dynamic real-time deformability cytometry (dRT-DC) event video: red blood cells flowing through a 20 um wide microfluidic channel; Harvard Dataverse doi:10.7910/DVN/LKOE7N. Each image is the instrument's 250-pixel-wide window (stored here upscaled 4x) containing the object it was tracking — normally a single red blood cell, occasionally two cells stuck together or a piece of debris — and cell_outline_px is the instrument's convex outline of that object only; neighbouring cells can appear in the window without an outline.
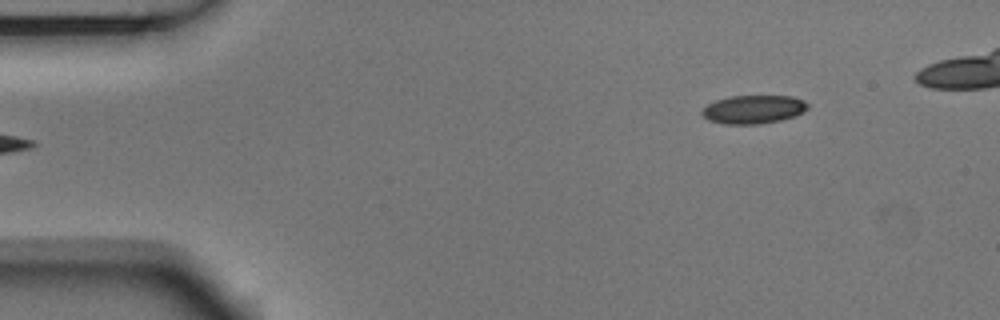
{"species": "Egyptian fruit bat (a non-hibernating species)", "species_latin": "Rousettus aegyptiacus", "temperature_condition": "room temperature", "stored_images_in_passage": 5, "camera_frame_rate_fps": 3000, "um_per_image_px": 0.085, "animal": {"sex": "male"}, "frame": {"image": 1, "passage_image": 5, "time_ms": 1.333, "image_size_px": [1000, 320], "cell_outline_px": [[808, 108], [796, 116], [780, 120], [760, 124], [724, 124], [708, 120], [700, 112], [708, 104], [716, 100], [732, 96], [792, 96], [804, 100], [808, 104]], "centroid_in_image_um": [64.05, 9.3], "position_along_channel_um": 20.9, "area_um2": 17.51}}